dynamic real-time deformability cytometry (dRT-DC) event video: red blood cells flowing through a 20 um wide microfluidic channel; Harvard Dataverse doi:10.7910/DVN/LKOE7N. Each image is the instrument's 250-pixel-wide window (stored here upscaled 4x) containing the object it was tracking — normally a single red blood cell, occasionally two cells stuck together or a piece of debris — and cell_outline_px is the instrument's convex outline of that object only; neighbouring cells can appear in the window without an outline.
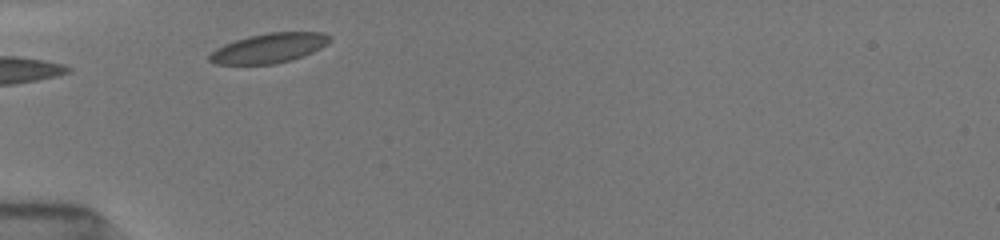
{"species": "common noctule bat (a hibernating species)", "species_latin": "Nyctalus noctula", "temperature_condition": "room temperature", "stored_images_in_passage": 3, "camera_frame_rate_fps": 3000, "um_per_image_px": 0.085, "animal": {"sex": "female", "body_mass_g": 19.5, "forearm_length_mm": 54.1}, "frame": {"image": 1, "passage_image": 1, "time_ms": 0.0, "image_size_px": [1000, 240], "cell_outline_px": [[332, 40], [320, 48], [312, 52], [292, 60], [276, 64], [216, 64], [208, 60], [208, 56], [216, 48], [224, 44], [248, 36], [268, 32], [324, 32], [332, 36]], "centroid_in_image_um": [22.89, 4.08], "position_along_channel_um": 62.1, "area_um2": 20.87}}